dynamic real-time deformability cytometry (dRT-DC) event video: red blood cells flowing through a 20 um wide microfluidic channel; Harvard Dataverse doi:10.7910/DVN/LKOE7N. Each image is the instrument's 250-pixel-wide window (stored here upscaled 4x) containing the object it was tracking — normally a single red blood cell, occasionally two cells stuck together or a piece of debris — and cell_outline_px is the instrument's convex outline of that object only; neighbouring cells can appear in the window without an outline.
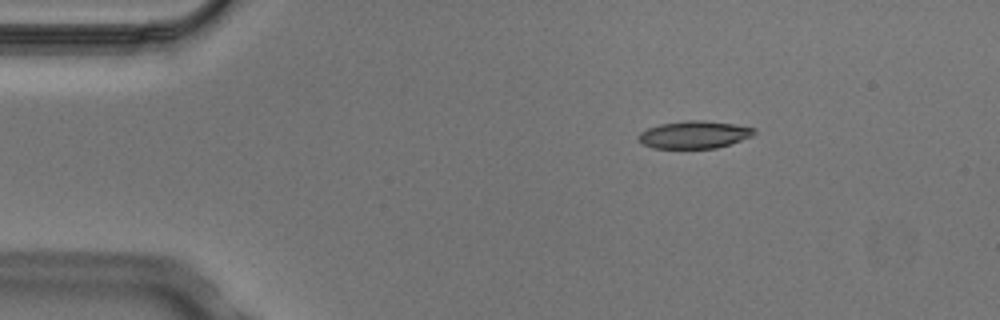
{"species": "Egyptian fruit bat (a non-hibernating species)", "species_latin": "Rousettus aegyptiacus", "temperature_condition": "cold", "stored_images_in_passage": 5, "segment_of_instrument_passage": [1, 2], "camera_frame_rate_fps": 3000, "um_per_image_px": 0.085, "animal": {"sex": "male"}, "frame": {"image": 1, "passage_image": 2, "time_ms": 0.333, "image_size_px": [1000, 320], "cell_outline_px": [[756, 132], [752, 136], [716, 148], [652, 148], [644, 144], [636, 136], [640, 132], [648, 128], [660, 124], [684, 120], [704, 120], [736, 124], [756, 128]], "centroid_in_image_um": [59.01, 11.43], "position_along_channel_um": 26.0, "area_um2": 18.55}}
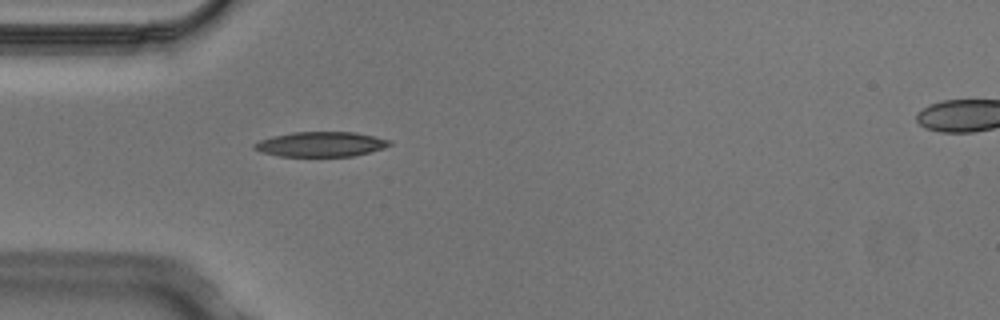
{"frame": {"image": 2, "passage_image": 4, "time_ms": 1.0, "image_size_px": [1000, 320], "cell_outline_px": [[392, 144], [384, 148], [352, 156], [280, 156], [260, 152], [252, 148], [252, 144], [260, 140], [272, 136], [292, 132], [356, 132], [392, 140]], "centroid_in_image_um": [27.25, 12.25], "position_along_channel_um": 57.7, "area_um2": 19.71}}